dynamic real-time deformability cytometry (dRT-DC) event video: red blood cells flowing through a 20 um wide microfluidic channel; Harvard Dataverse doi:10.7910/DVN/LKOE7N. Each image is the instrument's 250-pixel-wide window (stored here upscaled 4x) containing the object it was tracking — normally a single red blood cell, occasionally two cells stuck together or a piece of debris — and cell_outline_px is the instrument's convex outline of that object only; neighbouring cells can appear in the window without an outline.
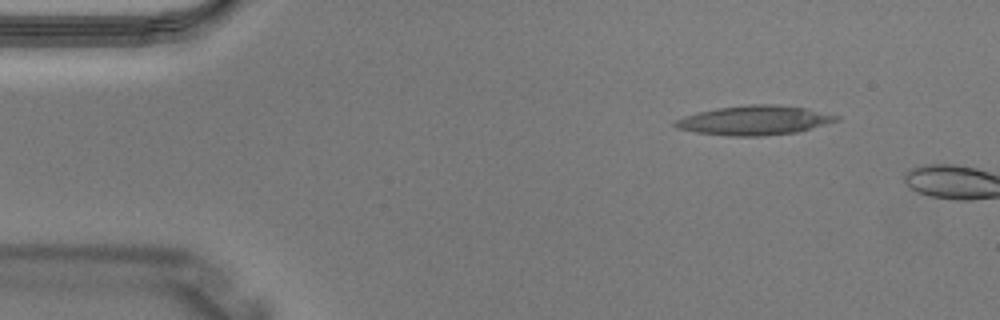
{"species": "Egyptian fruit bat (a non-hibernating species)", "species_latin": "Rousettus aegyptiacus", "temperature_condition": "warm", "stored_images_in_passage": 3, "camera_frame_rate_fps": 3000, "um_per_image_px": 0.085, "animal": {"sex": "male"}, "frame": {"image": 1, "passage_image": 1, "time_ms": 0.0, "image_size_px": [1000, 320], "cell_outline_px": [[840, 120], [796, 132], [760, 136], [736, 136], [696, 132], [676, 128], [672, 124], [676, 120], [684, 116], [716, 108], [748, 104], [776, 104], [804, 108], [840, 116]], "centroid_in_image_um": [64.12, 10.22], "position_along_channel_um": 20.9, "area_um2": 27.28}}